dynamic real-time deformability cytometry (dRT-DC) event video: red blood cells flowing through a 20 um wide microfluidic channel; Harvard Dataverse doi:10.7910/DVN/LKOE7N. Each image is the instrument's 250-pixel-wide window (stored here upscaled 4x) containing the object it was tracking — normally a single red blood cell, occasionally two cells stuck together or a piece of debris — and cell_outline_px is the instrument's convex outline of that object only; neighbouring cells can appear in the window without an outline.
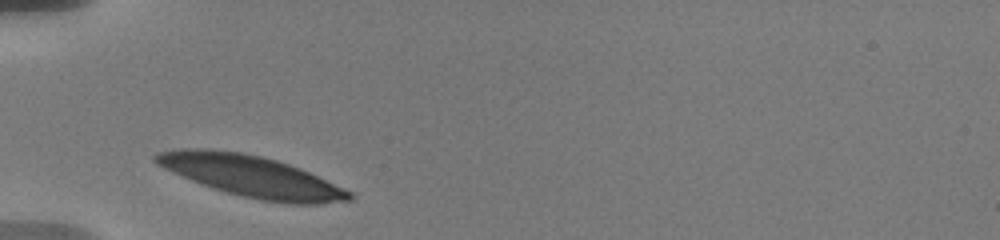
{"species": "human", "species_latin": "Homo sapiens", "temperature_condition": "warm", "stored_images_in_passage": 17, "camera_frame_rate_fps": 3000, "um_per_image_px": 0.085, "donor": {"sex": "male"}, "frame": {"image": 1, "passage_image": 1, "time_ms": 0.0, "image_size_px": [1000, 240], "cell_outline_px": [[356, 196], [352, 200], [320, 204], [288, 204], [260, 200], [240, 196], [212, 188], [200, 184], [164, 168], [156, 164], [152, 160], [152, 156], [156, 152], [180, 148], [212, 148], [240, 152], [260, 156], [276, 160], [300, 168], [344, 188], [352, 192]], "centroid_in_image_um": [21.35, 14.98], "position_along_channel_um": 63.7, "area_um2": 46.93}}
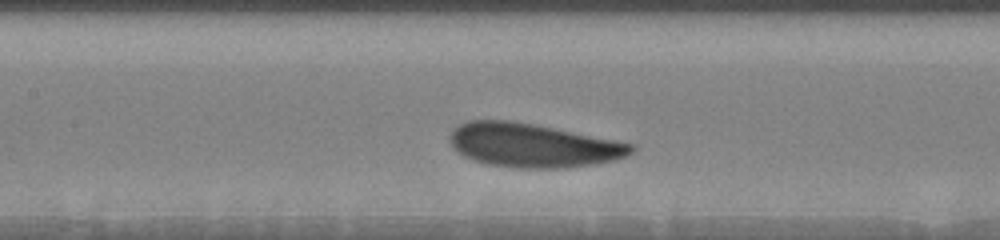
{"frame": {"image": 2, "passage_image": 8, "time_ms": 3.0, "image_size_px": [1000, 240], "cell_outline_px": [[636, 148], [628, 156], [616, 160], [596, 164], [564, 168], [516, 168], [484, 164], [472, 160], [464, 156], [452, 148], [448, 140], [452, 128], [468, 120], [512, 120], [632, 144]], "centroid_in_image_um": [45.22, 12.37], "position_along_channel_um": 162.2, "area_um2": 46.41}}
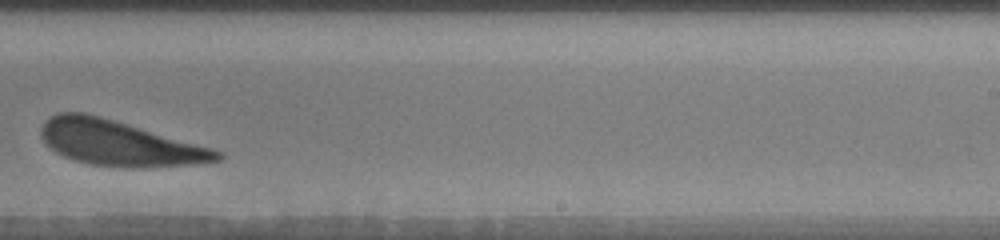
{"frame": {"image": 3, "passage_image": 15, "time_ms": 6.333, "image_size_px": [1000, 240], "cell_outline_px": [[224, 156], [220, 160], [196, 164], [136, 168], [128, 168], [88, 164], [64, 156], [56, 152], [40, 136], [40, 128], [44, 120], [56, 112], [84, 112], [100, 116], [212, 148], [224, 152]], "centroid_in_image_um": [10.12, 12.17], "position_along_channel_um": 278.9, "area_um2": 46.3}}